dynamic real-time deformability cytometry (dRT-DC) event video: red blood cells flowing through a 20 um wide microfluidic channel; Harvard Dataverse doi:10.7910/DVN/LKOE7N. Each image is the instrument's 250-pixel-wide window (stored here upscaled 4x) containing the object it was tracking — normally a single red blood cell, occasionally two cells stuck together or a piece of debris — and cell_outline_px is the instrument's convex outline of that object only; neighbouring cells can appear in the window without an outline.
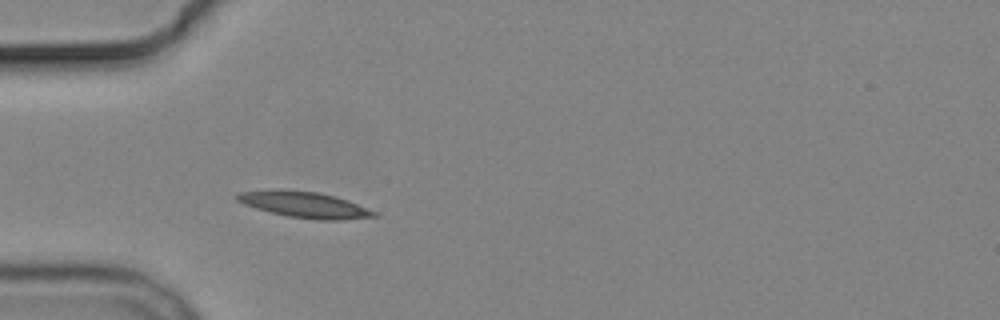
{"species": "common noctule bat (a hibernating species)", "species_latin": "Nyctalus noctula", "temperature_condition": "cold", "stored_images_in_passage": 4, "camera_frame_rate_fps": 3000, "um_per_image_px": 0.085, "animal": {"sex": "male", "body_mass_g": 19.2, "forearm_length_mm": 51.8}, "frame": {"image": 1, "passage_image": 4, "time_ms": 3.333, "image_size_px": [1000, 320], "cell_outline_px": [[380, 216], [340, 220], [316, 220], [288, 216], [256, 208], [244, 204], [236, 200], [236, 196], [240, 192], [268, 188], [284, 188], [320, 192], [336, 196], [348, 200], [376, 212]], "centroid_in_image_um": [25.86, 17.37], "position_along_channel_um": 59.1, "area_um2": 21.15}}